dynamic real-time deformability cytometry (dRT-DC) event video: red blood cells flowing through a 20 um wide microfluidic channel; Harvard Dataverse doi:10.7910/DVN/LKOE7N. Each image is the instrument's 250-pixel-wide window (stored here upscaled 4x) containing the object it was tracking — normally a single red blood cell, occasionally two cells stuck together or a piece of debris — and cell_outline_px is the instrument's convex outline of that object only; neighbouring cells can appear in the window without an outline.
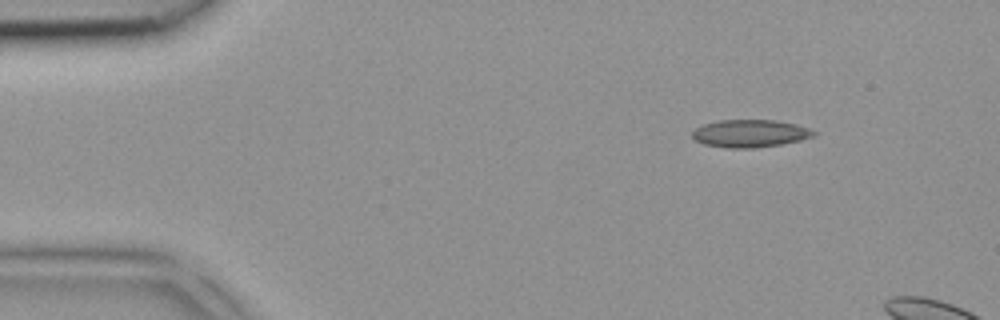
{"species": "common noctule bat (a hibernating species)", "species_latin": "Nyctalus noctula", "temperature_condition": "room temperature", "stored_images_in_passage": 3, "camera_frame_rate_fps": 3000, "um_per_image_px": 0.085, "animal": {"sex": "female", "body_mass_g": 18.4}, "frame": {"image": 1, "passage_image": 1, "time_ms": 0.0, "image_size_px": [1000, 320], "cell_outline_px": [[816, 132], [812, 136], [800, 140], [780, 144], [756, 148], [728, 148], [704, 144], [696, 140], [692, 136], [692, 132], [696, 128], [704, 124], [720, 120], [776, 120], [796, 124], [808, 128]], "centroid_in_image_um": [63.74, 11.34], "position_along_channel_um": 21.3, "area_um2": 19.36}}